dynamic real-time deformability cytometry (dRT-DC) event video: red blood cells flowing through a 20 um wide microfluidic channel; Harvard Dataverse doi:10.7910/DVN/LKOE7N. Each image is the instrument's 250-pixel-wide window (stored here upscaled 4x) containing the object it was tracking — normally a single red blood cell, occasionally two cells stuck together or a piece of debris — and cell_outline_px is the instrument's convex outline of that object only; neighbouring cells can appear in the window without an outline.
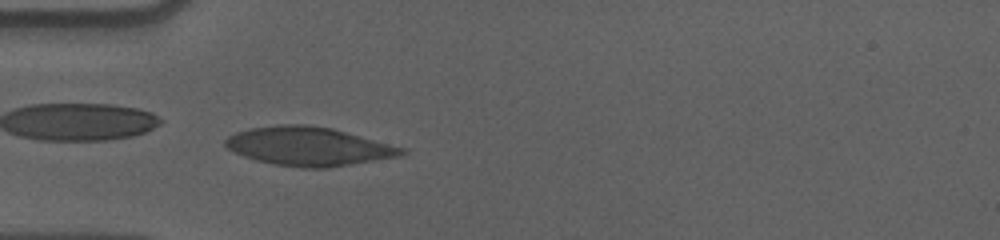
{"species": "human", "species_latin": "Homo sapiens", "temperature_condition": "cold", "stored_images_in_passage": 51, "camera_frame_rate_fps": 3000, "um_per_image_px": 0.085, "donor": {"sex": "male"}, "frame": {"image": 1, "passage_image": 12, "time_ms": 3.667, "image_size_px": [1000, 240], "cell_outline_px": [[408, 152], [404, 156], [328, 168], [300, 168], [276, 164], [256, 160], [244, 156], [228, 148], [224, 144], [224, 140], [228, 136], [236, 132], [252, 128], [280, 124], [308, 124], [332, 128], [408, 148]], "centroid_in_image_um": [26.32, 12.44], "position_along_channel_um": 58.7, "area_um2": 40.11}}
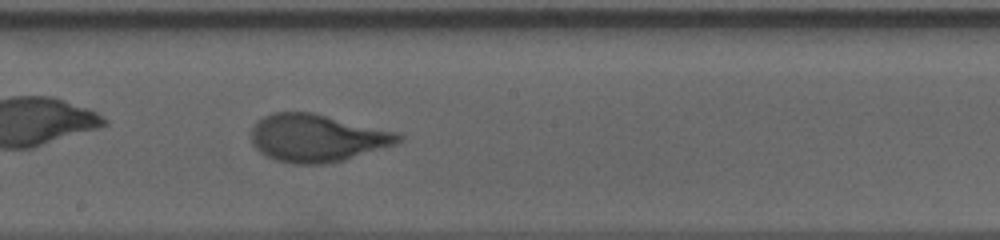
{"frame": {"image": 2, "passage_image": 26, "time_ms": 8.333, "image_size_px": [1000, 240], "cell_outline_px": [[404, 140], [396, 144], [344, 160], [324, 164], [292, 164], [276, 160], [260, 152], [252, 144], [252, 128], [256, 120], [272, 112], [312, 112], [400, 132], [404, 136]], "centroid_in_image_um": [26.98, 11.72], "position_along_channel_um": 221.2, "area_um2": 41.15}}
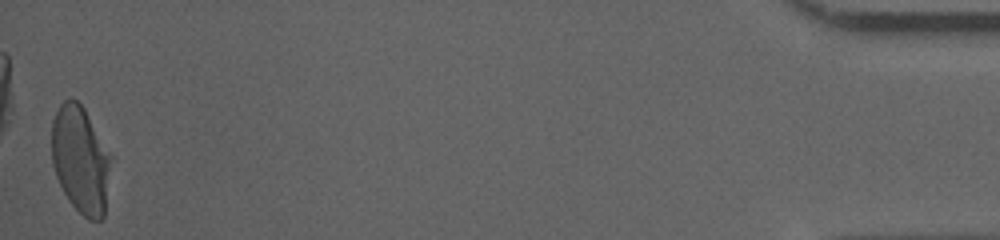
{"frame": {"image": 3, "passage_image": 51, "time_ms": 16.667, "image_size_px": [1000, 240], "cell_outline_px": [[112, 156], [104, 216], [100, 220], [88, 220], [68, 200], [56, 176], [52, 164], [52, 120], [60, 104], [64, 100], [72, 96], [84, 108]], "centroid_in_image_um": [6.85, 13.56], "position_along_channel_um": 428.4, "area_um2": 37.05}, "authors_computed_cell_mechanics": {"area_um2": 39.1306, "velocity_mm_per_s": 3.5753, "shape_relaxation_time_tau1_ms": 4.5009, "shape_relaxation_time_tau2_ms": null, "deformation_change_tau1": 0.1756, "deformation_change_tau2": null}}